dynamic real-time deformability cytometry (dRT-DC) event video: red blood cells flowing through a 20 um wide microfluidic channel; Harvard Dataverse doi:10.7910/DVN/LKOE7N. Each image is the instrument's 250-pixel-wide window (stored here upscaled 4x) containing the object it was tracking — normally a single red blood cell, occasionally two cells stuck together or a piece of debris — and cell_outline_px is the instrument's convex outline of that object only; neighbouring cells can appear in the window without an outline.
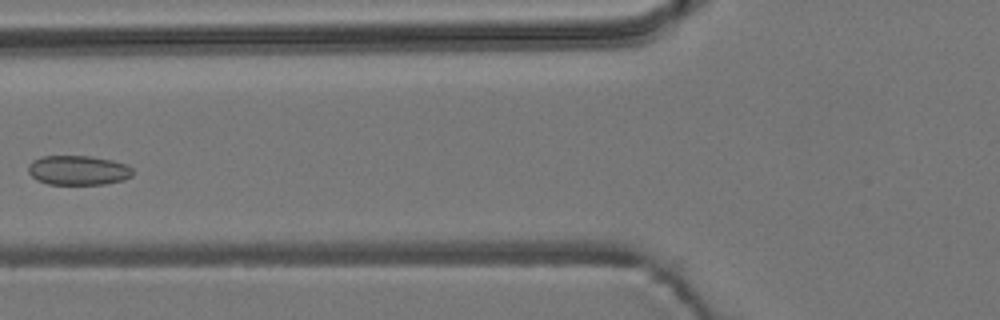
{"species": "common noctule bat (a hibernating species)", "species_latin": "Nyctalus noctula", "temperature_condition": "room temperature", "stored_images_in_passage": 6, "camera_frame_rate_fps": 3000, "um_per_image_px": 0.085, "animal": {"sex": "male", "body_mass_g": 19.2, "forearm_length_mm": 51.8}, "frame": {"image": 1, "passage_image": 5, "time_ms": 4.667, "image_size_px": [1000, 320], "cell_outline_px": [[132, 176], [124, 180], [104, 184], [48, 184], [36, 180], [28, 172], [28, 164], [32, 160], [40, 156], [88, 156], [112, 160], [128, 164], [132, 168]], "centroid_in_image_um": [6.63, 14.47], "position_along_channel_um": 119.2, "area_um2": 18.15}}
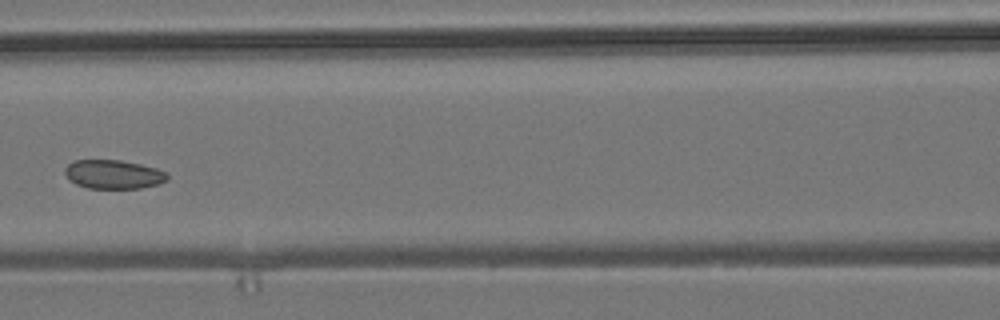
{"frame": {"image": 2, "passage_image": 6, "time_ms": 5.667, "image_size_px": [1000, 320], "cell_outline_px": [[168, 180], [156, 184], [140, 188], [88, 188], [76, 184], [68, 180], [64, 172], [64, 168], [72, 160], [120, 160], [140, 164], [156, 168], [168, 172]], "centroid_in_image_um": [9.62, 14.81], "position_along_channel_um": 157.0, "area_um2": 17.34}}